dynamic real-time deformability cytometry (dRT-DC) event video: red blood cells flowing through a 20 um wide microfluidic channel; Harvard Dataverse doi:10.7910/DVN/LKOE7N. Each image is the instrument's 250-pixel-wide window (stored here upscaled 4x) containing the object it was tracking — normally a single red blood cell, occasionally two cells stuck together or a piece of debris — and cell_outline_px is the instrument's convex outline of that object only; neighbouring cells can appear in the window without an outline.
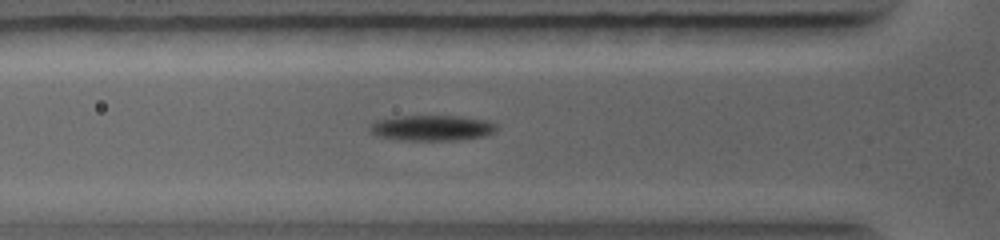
{"species": "common noctule bat (a hibernating species)", "species_latin": "Nyctalus noctula", "temperature_condition": "warm", "stored_images_in_passage": 5, "camera_frame_rate_fps": 5000, "um_per_image_px": 0.085, "animal": {"sex": "female", "body_mass_g": 19.0, "forearm_length_mm": 56.7}, "frame": {"image": 1, "passage_image": 5, "time_ms": 2.6, "image_size_px": [1000, 240], "cell_outline_px": [[496, 128], [492, 132], [484, 136], [456, 140], [412, 140], [384, 136], [372, 132], [368, 128], [376, 120], [400, 116], [460, 116], [488, 120], [496, 124]], "centroid_in_image_um": [36.78, 10.85], "position_along_channel_um": 89.0, "area_um2": 18.38}}